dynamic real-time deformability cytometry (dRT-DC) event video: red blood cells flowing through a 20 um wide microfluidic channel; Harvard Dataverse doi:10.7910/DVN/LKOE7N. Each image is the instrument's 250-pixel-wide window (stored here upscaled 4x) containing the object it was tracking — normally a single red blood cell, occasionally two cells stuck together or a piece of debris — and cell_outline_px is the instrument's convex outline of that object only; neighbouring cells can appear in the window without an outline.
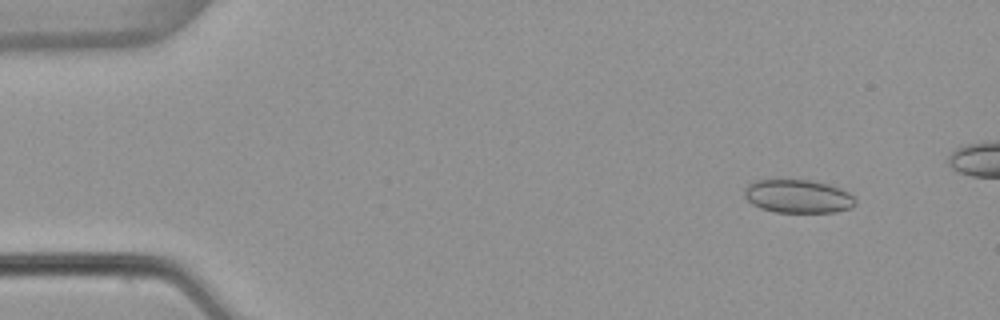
{"species": "common noctule bat (a hibernating species)", "species_latin": "Nyctalus noctula", "temperature_condition": "warm", "stored_images_in_passage": 49, "camera_frame_rate_fps": 3000, "um_per_image_px": 0.085, "animal": {"sex": "female", "body_mass_g": 22.7, "forearm_length_mm": 54.2}, "frame": {"image": 1, "passage_image": 6, "time_ms": 1.667, "image_size_px": [1000, 320], "cell_outline_px": [[856, 204], [852, 208], [836, 212], [776, 212], [760, 208], [752, 204], [744, 196], [744, 188], [748, 184], [756, 180], [812, 180], [828, 184], [840, 188], [848, 192], [856, 200]], "centroid_in_image_um": [67.83, 16.69], "position_along_channel_um": 17.2, "area_um2": 21.68}}
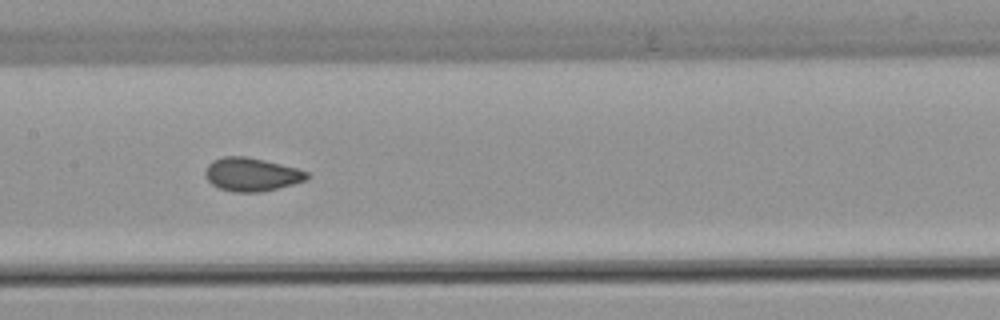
{"frame": {"image": 2, "passage_image": 27, "time_ms": 8.667, "image_size_px": [1000, 320], "cell_outline_px": [[312, 176], [308, 180], [260, 192], [232, 192], [220, 188], [212, 184], [204, 176], [204, 172], [208, 164], [212, 160], [224, 156], [248, 156], [296, 168], [308, 172]], "centroid_in_image_um": [21.38, 14.82], "position_along_channel_um": 186.0, "area_um2": 19.88}}
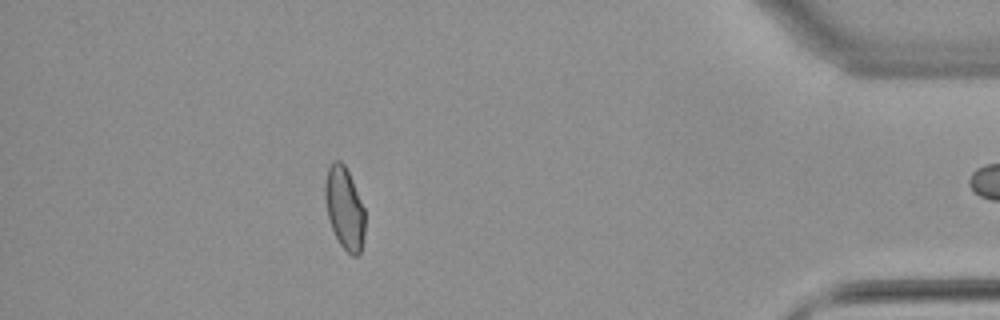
{"frame": {"image": 3, "passage_image": 48, "time_ms": 15.667, "image_size_px": [1000, 320], "cell_outline_px": [[364, 236], [360, 252], [356, 256], [352, 256], [340, 244], [332, 228], [328, 216], [324, 196], [324, 184], [328, 168], [332, 160], [340, 160], [344, 164], [352, 180], [364, 208]], "centroid_in_image_um": [29.27, 17.67], "position_along_channel_um": 405.9, "area_um2": 18.96}}